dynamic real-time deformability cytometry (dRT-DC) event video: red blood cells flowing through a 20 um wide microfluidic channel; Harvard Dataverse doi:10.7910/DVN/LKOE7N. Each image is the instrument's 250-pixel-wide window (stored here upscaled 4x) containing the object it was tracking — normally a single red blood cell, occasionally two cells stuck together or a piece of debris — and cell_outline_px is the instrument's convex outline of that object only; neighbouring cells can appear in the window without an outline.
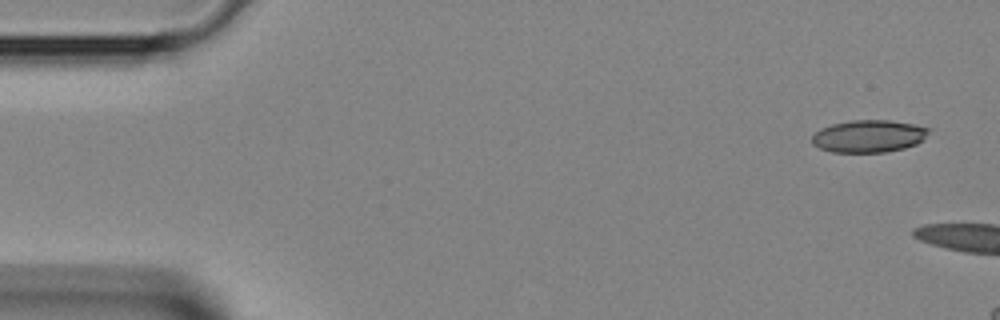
{"species": "Egyptian fruit bat (a non-hibernating species)", "species_latin": "Rousettus aegyptiacus", "temperature_condition": "room temperature", "stored_images_in_passage": 2, "camera_frame_rate_fps": 3000, "um_per_image_px": 0.085, "animal": {"sex": "female"}, "frame": {"image": 1, "passage_image": 1, "time_ms": 0.0, "image_size_px": [1000, 320], "cell_outline_px": [[932, 128], [924, 140], [916, 144], [904, 148], [884, 152], [832, 152], [820, 148], [812, 144], [812, 136], [820, 128], [832, 124], [852, 120], [888, 120], [912, 124]], "centroid_in_image_um": [73.86, 11.57], "position_along_channel_um": 11.1, "area_um2": 22.08}}